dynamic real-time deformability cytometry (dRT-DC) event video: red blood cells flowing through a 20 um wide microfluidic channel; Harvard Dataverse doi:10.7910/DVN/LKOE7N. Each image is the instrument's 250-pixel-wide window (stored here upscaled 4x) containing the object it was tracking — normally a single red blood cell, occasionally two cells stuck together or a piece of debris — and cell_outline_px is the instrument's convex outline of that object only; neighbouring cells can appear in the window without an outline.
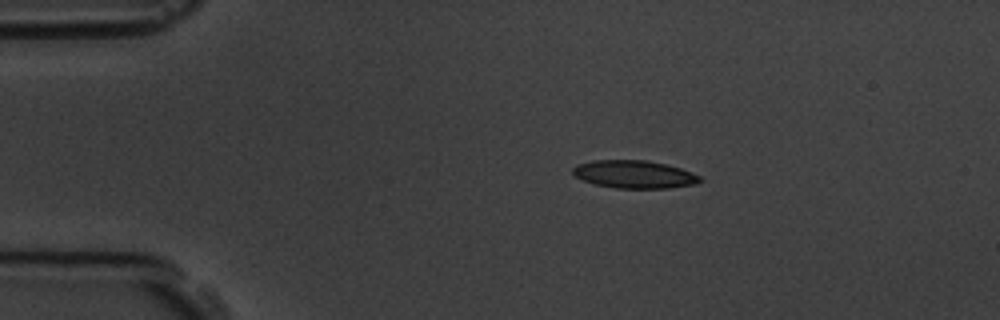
{"species": "common noctule bat (a hibernating species)", "species_latin": "Nyctalus noctula", "temperature_condition": "room temperature", "stored_images_in_passage": 4, "camera_frame_rate_fps": 3000, "um_per_image_px": 0.085, "animal": {"sex": "male", "body_mass_g": 19.5, "forearm_length_mm": 54.6}, "frame": {"image": 1, "passage_image": 2, "time_ms": 1.333, "image_size_px": [1000, 320], "cell_outline_px": [[704, 180], [696, 184], [668, 188], [612, 188], [596, 184], [584, 180], [576, 176], [572, 172], [572, 168], [576, 164], [592, 160], [644, 160], [664, 164], [680, 168], [700, 176]], "centroid_in_image_um": [53.9, 14.82], "position_along_channel_um": 31.1, "area_um2": 20.58}}